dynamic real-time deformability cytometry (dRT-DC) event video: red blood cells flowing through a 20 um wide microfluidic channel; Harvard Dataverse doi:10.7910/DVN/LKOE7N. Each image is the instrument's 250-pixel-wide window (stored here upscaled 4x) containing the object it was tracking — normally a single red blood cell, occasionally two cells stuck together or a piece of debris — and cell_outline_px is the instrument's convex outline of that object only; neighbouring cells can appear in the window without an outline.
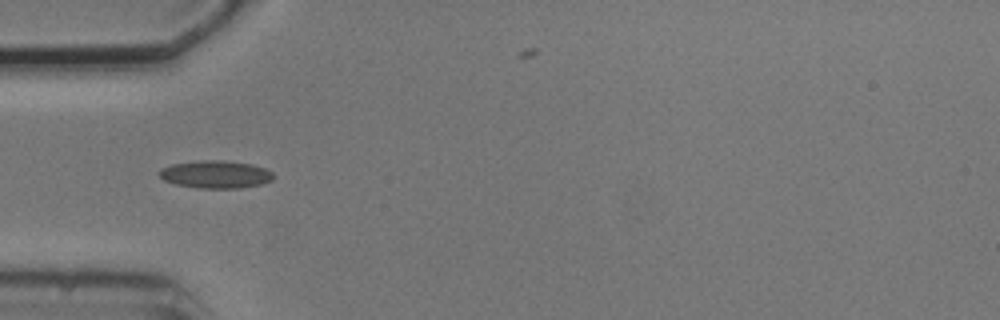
{"species": "common noctule bat (a hibernating species)", "species_latin": "Nyctalus noctula", "temperature_condition": "cold", "stored_images_in_passage": 5, "camera_frame_rate_fps": 3000, "um_per_image_px": 0.085, "animal": {"sex": "male", "body_mass_g": 20.5, "forearm_length_mm": 52.5}, "frame": {"image": 1, "passage_image": 5, "time_ms": 4.667, "image_size_px": [1000, 320], "cell_outline_px": [[276, 176], [272, 180], [260, 184], [240, 188], [200, 188], [176, 184], [164, 180], [160, 176], [160, 168], [172, 164], [200, 160], [220, 160], [252, 164], [264, 168], [272, 172]], "centroid_in_image_um": [18.34, 14.82], "position_along_channel_um": 66.7, "area_um2": 18.32}}